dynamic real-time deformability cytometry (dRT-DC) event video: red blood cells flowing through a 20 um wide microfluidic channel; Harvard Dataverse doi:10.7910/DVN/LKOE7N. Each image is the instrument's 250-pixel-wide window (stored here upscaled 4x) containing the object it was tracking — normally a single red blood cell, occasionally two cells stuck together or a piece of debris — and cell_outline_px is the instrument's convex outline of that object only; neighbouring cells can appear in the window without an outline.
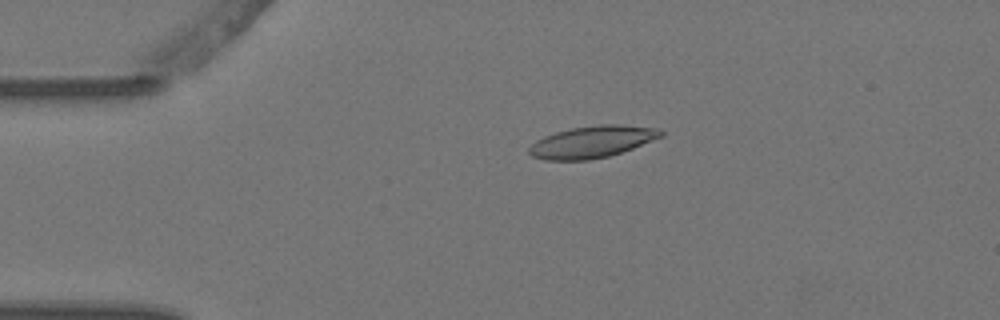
{"species": "Egyptian fruit bat (a non-hibernating species)", "species_latin": "Rousettus aegyptiacus", "temperature_condition": "warm", "stored_images_in_passage": 4, "camera_frame_rate_fps": 3000, "um_per_image_px": 0.085, "animal": {"sex": "female"}, "frame": {"image": 1, "passage_image": 3, "time_ms": 0.667, "image_size_px": [1000, 320], "cell_outline_px": [[664, 136], [632, 148], [608, 156], [588, 160], [544, 160], [532, 156], [528, 152], [528, 148], [536, 140], [544, 136], [556, 132], [572, 128], [600, 124], [620, 124], [660, 128], [664, 132]], "centroid_in_image_um": [50.34, 12.05], "position_along_channel_um": 34.7, "area_um2": 24.51}}